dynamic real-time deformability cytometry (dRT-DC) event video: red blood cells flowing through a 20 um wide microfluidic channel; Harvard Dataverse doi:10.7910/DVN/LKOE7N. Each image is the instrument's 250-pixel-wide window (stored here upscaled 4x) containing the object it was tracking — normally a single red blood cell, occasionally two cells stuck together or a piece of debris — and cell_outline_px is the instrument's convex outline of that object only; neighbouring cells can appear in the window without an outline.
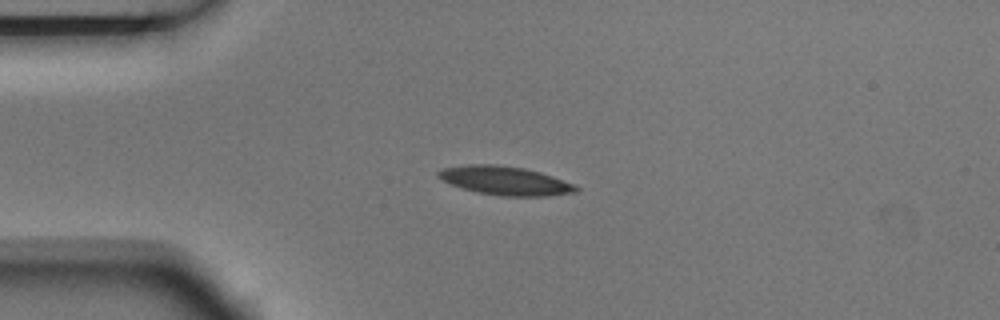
{"species": "Egyptian fruit bat (a non-hibernating species)", "species_latin": "Rousettus aegyptiacus", "temperature_condition": "room temperature", "stored_images_in_passage": 1, "camera_frame_rate_fps": 3000, "um_per_image_px": 0.085, "animal": {"sex": "male"}, "frame": {"image": 1, "passage_image": 1, "time_ms": 0.0, "image_size_px": [1000, 320], "cell_outline_px": [[580, 188], [576, 192], [548, 196], [500, 196], [476, 192], [440, 180], [436, 176], [436, 172], [444, 168], [468, 164], [496, 164], [524, 168], [540, 172], [576, 184]], "centroid_in_image_um": [42.94, 15.35], "position_along_channel_um": 42.1, "area_um2": 23.18}}